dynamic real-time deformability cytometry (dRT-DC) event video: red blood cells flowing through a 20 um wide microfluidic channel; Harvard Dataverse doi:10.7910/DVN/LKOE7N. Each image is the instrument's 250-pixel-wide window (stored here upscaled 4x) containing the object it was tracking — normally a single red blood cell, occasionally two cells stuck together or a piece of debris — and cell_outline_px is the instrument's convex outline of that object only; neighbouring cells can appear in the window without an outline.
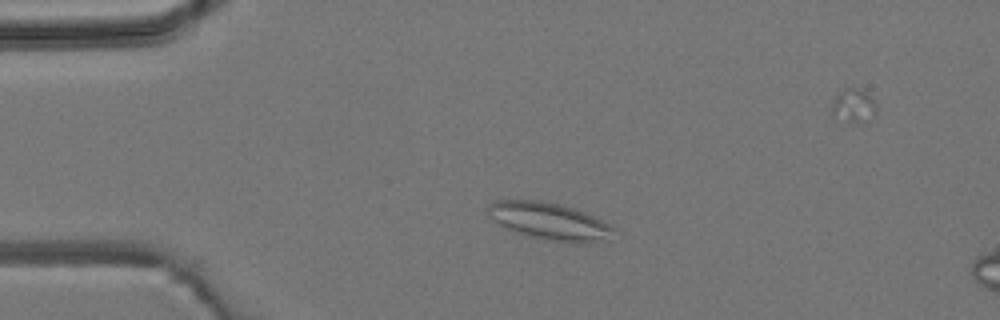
{"species": "common noctule bat (a hibernating species)", "species_latin": "Nyctalus noctula", "temperature_condition": "room temperature", "stored_images_in_passage": 5, "camera_frame_rate_fps": 3000, "um_per_image_px": 0.085, "animal": {"sex": "male", "body_mass_g": 19.2, "forearm_length_mm": 51.8}, "frame": {"image": 1, "passage_image": 3, "time_ms": 2.333, "image_size_px": [1000, 320], "cell_outline_px": [[616, 228], [612, 240], [588, 244], [576, 244], [548, 240], [512, 232], [504, 228], [492, 220], [484, 212], [484, 208], [488, 204], [496, 200], [540, 200], [560, 204], [584, 212]], "centroid_in_image_um": [46.68, 18.83], "position_along_channel_um": 38.3, "area_um2": 28.09}}